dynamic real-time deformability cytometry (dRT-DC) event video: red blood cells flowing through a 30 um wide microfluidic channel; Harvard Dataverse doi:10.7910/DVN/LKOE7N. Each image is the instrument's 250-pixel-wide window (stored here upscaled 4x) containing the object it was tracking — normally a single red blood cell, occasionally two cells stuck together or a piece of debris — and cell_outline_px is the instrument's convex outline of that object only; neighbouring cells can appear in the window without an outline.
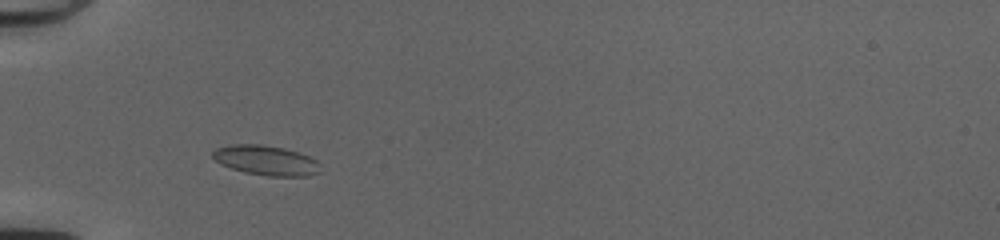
{"species": "common noctule bat (a hibernating species)", "species_latin": "Nyctalus noctula", "temperature_condition": "cold", "stored_images_in_passage": 31, "camera_frame_rate_fps": 3000, "um_per_image_px": 0.085, "animal": {"sex": "female", "body_mass_g": 20.0, "forearm_length_mm": 54.0}, "frame": {"image": 1, "passage_image": 3, "time_ms": 0.667, "image_size_px": [1000, 240], "cell_outline_px": [[324, 172], [308, 176], [268, 176], [244, 172], [220, 164], [212, 156], [212, 152], [216, 148], [232, 144], [260, 144], [284, 148], [308, 156], [316, 160], [320, 164]], "centroid_in_image_um": [22.65, 13.64], "position_along_channel_um": 62.3, "area_um2": 18.84}}
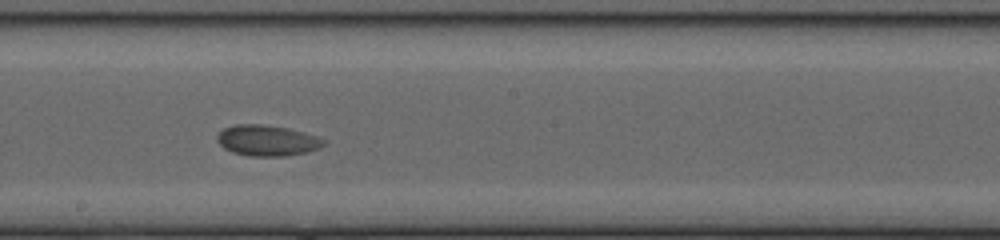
{"frame": {"image": 2, "passage_image": 16, "time_ms": 5.0, "image_size_px": [1000, 240], "cell_outline_px": [[328, 144], [320, 148], [308, 152], [284, 156], [248, 156], [232, 152], [224, 148], [216, 140], [216, 136], [224, 128], [236, 124], [260, 124], [288, 128], [316, 136], [328, 140]], "centroid_in_image_um": [22.74, 11.95], "position_along_channel_um": 225.5, "area_um2": 19.31}}
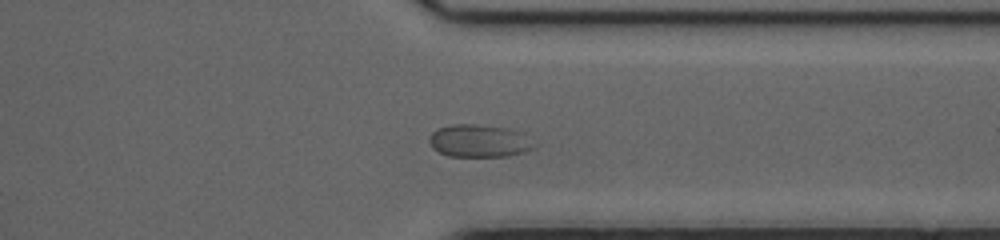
{"frame": {"image": 3, "passage_image": 27, "time_ms": 8.667, "image_size_px": [1000, 240], "cell_outline_px": [[536, 144], [532, 148], [524, 152], [508, 156], [448, 156], [432, 148], [428, 140], [432, 132], [436, 128], [452, 124], [476, 124], [504, 128], [524, 132]], "centroid_in_image_um": [40.72, 11.97], "position_along_channel_um": 370.7, "area_um2": 20.06}}